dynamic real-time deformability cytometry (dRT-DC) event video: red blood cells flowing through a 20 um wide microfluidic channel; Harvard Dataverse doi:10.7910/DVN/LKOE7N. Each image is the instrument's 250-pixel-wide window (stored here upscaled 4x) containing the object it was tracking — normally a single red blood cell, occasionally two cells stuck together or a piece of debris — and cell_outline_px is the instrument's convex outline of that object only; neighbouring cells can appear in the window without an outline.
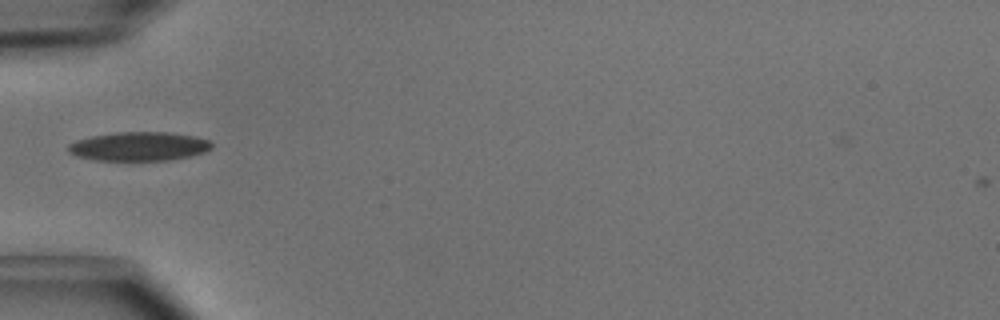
{"species": "common noctule bat (a hibernating species)", "species_latin": "Nyctalus noctula", "temperature_condition": "cold", "stored_images_in_passage": 34, "camera_frame_rate_fps": 3000, "um_per_image_px": 0.085, "animal": {"sex": "male", "body_mass_g": 15.6}, "frame": {"image": 1, "passage_image": 1, "time_ms": 0.0, "image_size_px": [1000, 320], "cell_outline_px": [[212, 148], [204, 152], [188, 156], [168, 160], [96, 160], [76, 156], [68, 152], [68, 144], [76, 140], [92, 136], [120, 132], [168, 132], [196, 136], [208, 140], [212, 144]], "centroid_in_image_um": [11.8, 12.44], "position_along_channel_um": 73.2, "area_um2": 24.04}}
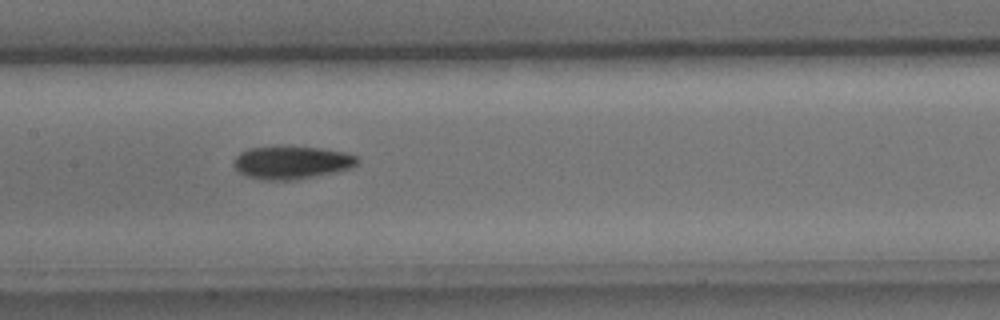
{"frame": {"image": 2, "passage_image": 9, "time_ms": 2.667, "image_size_px": [1000, 320], "cell_outline_px": [[360, 160], [352, 168], [336, 172], [296, 180], [268, 180], [248, 176], [240, 172], [232, 164], [232, 160], [240, 152], [248, 148], [320, 148], [344, 152], [356, 156]], "centroid_in_image_um": [24.81, 13.84], "position_along_channel_um": 182.6, "area_um2": 23.29}}
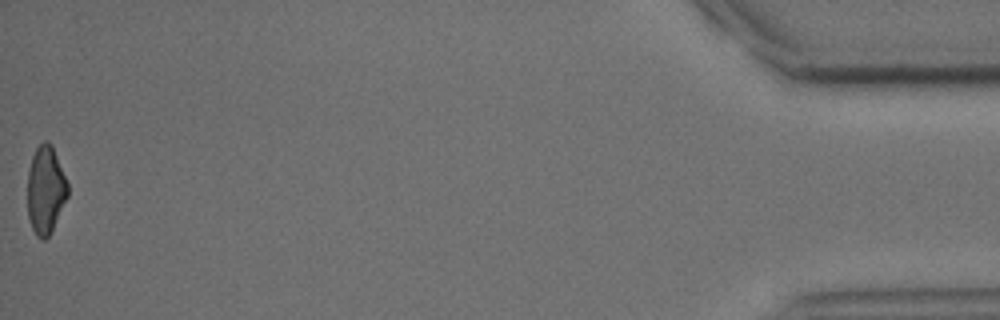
{"frame": {"image": 3, "passage_image": 34, "time_ms": 11.0, "image_size_px": [1000, 320], "cell_outline_px": [[68, 196], [48, 236], [44, 240], [36, 236], [32, 228], [28, 216], [28, 172], [32, 156], [36, 148], [44, 140], [48, 140], [52, 144], [68, 184]], "centroid_in_image_um": [3.87, 16.11], "position_along_channel_um": 431.3, "area_um2": 20.4}, "authors_computed_cell_mechanics": {"area_um2": 22.8021, "velocity_mm_per_s": 4.0619, "shape_relaxation_time_tau1_ms": 3.1924, "shape_relaxation_time_tau2_ms": 4.9772, "deformation_change_tau1": 0.1314, "deformation_change_tau2": 0.113}}